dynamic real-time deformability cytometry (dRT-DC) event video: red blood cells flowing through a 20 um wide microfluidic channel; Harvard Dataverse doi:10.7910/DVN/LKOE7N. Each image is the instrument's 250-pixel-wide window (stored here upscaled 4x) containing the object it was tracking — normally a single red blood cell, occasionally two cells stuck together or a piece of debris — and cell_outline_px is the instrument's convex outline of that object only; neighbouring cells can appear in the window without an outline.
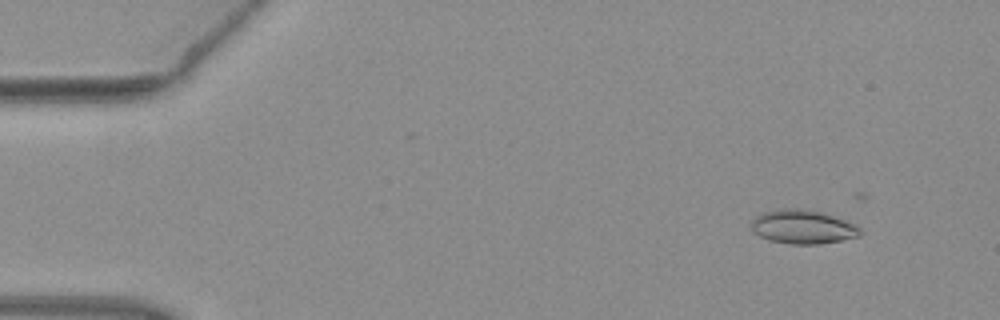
{"species": "common noctule bat (a hibernating species)", "species_latin": "Nyctalus noctula", "temperature_condition": "warm", "stored_images_in_passage": 5, "camera_frame_rate_fps": 3000, "um_per_image_px": 0.085, "animal": {"sex": "female", "body_mass_g": 19.3, "forearm_length_mm": 54.1}, "frame": {"image": 1, "passage_image": 2, "time_ms": 0.333, "image_size_px": [1000, 320], "cell_outline_px": [[864, 232], [860, 236], [840, 240], [816, 244], [788, 244], [768, 240], [760, 236], [752, 228], [752, 220], [756, 216], [764, 212], [784, 208], [796, 208], [820, 212], [832, 216], [852, 224], [860, 228]], "centroid_in_image_um": [68.22, 19.29], "position_along_channel_um": 16.8, "area_um2": 21.1}}
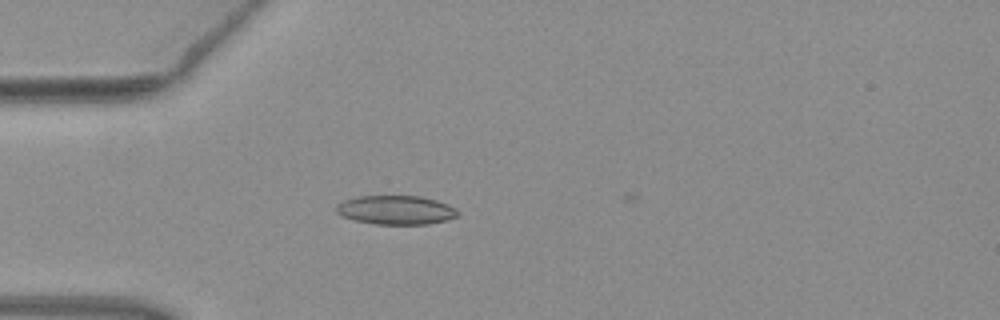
{"frame": {"image": 2, "passage_image": 5, "time_ms": 1.333, "image_size_px": [1000, 320], "cell_outline_px": [[460, 216], [428, 224], [376, 224], [356, 220], [344, 216], [336, 212], [336, 204], [344, 200], [360, 196], [420, 196], [436, 200], [448, 204], [456, 208], [460, 212]], "centroid_in_image_um": [33.69, 17.84], "position_along_channel_um": 51.3, "area_um2": 20.46}}